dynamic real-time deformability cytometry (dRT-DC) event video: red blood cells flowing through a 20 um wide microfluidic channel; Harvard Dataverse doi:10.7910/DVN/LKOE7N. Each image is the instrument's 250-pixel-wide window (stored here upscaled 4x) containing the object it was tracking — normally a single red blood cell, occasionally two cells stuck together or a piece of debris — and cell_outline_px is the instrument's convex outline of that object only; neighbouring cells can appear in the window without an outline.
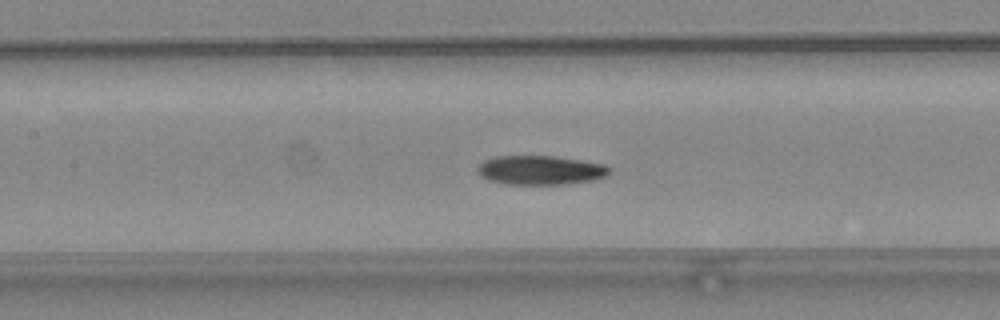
{"species": "common noctule bat (a hibernating species)", "species_latin": "Nyctalus noctula", "temperature_condition": "warm", "stored_images_in_passage": 50, "camera_frame_rate_fps": 3000, "um_per_image_px": 0.085, "animal": {"sex": "female", "body_mass_g": 24.6, "forearm_length_mm": 56.2}, "frame": {"image": 1, "passage_image": 23, "time_ms": 7.333, "image_size_px": [1000, 320], "cell_outline_px": [[612, 168], [608, 176], [592, 180], [564, 184], [508, 184], [488, 180], [480, 176], [476, 168], [484, 160], [496, 156], [552, 156], [580, 160], [604, 164]], "centroid_in_image_um": [45.94, 14.46], "position_along_channel_um": 161.5, "area_um2": 22.43}}
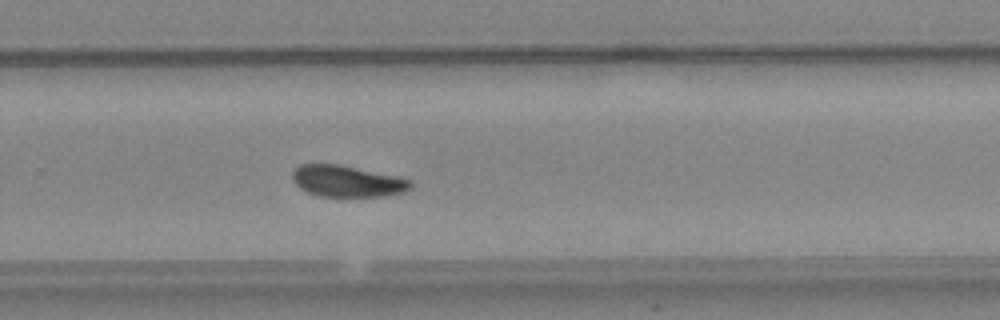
{"frame": {"image": 2, "passage_image": 33, "time_ms": 10.667, "image_size_px": [1000, 320], "cell_outline_px": [[412, 188], [404, 192], [384, 196], [320, 196], [308, 192], [300, 188], [292, 180], [292, 172], [300, 164], [340, 164], [400, 176], [412, 180]], "centroid_in_image_um": [29.55, 15.39], "position_along_channel_um": 300.3, "area_um2": 21.85}}
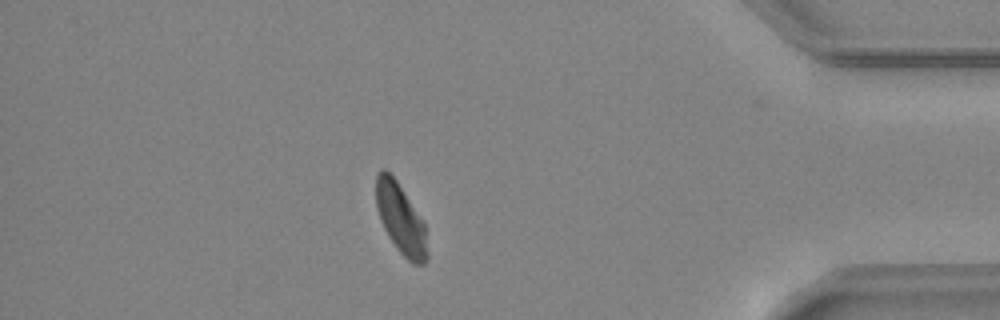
{"frame": {"image": 3, "passage_image": 43, "time_ms": 14.0, "image_size_px": [1000, 320], "cell_outline_px": [[428, 260], [424, 264], [412, 264], [396, 248], [388, 236], [380, 220], [376, 208], [376, 176], [380, 168], [384, 168], [396, 180], [424, 224], [428, 256]], "centroid_in_image_um": [34.04, 18.63], "position_along_channel_um": 401.2, "area_um2": 20.69}, "authors_computed_cell_mechanics": {"area_um2": 21.9351, "velocity_mm_per_s": 4.1962, "shape_relaxation_time_tau1_ms": 3.9062, "shape_relaxation_time_tau2_ms": null, "deformation_change_tau1": 0.1553, "deformation_change_tau2": null}}